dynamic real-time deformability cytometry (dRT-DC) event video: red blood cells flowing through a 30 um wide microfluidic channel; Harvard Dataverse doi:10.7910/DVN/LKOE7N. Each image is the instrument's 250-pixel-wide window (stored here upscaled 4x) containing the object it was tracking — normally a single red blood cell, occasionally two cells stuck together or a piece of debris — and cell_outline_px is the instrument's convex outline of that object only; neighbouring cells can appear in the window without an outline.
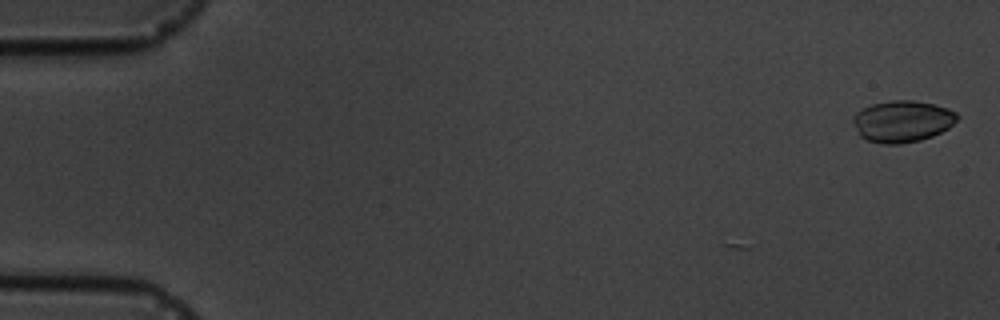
{"species": "common noctule bat (a hibernating species)", "species_latin": "Nyctalus noctula", "temperature_condition": "cold", "stored_images_in_passage": 6, "camera_frame_rate_fps": 3000, "um_per_image_px": 0.085, "animal": {"sex": "male", "body_mass_g": 19.5, "forearm_length_mm": 54.6}, "frame": {"image": 1, "passage_image": 1, "time_ms": 0.0, "image_size_px": [1000, 320], "cell_outline_px": [[960, 116], [948, 128], [932, 136], [920, 140], [900, 144], [884, 144], [868, 140], [860, 136], [852, 120], [852, 116], [856, 112], [872, 104], [888, 100], [912, 100], [932, 104], [948, 108], [956, 112]], "centroid_in_image_um": [76.69, 10.3], "position_along_channel_um": 8.3, "area_um2": 25.2}}
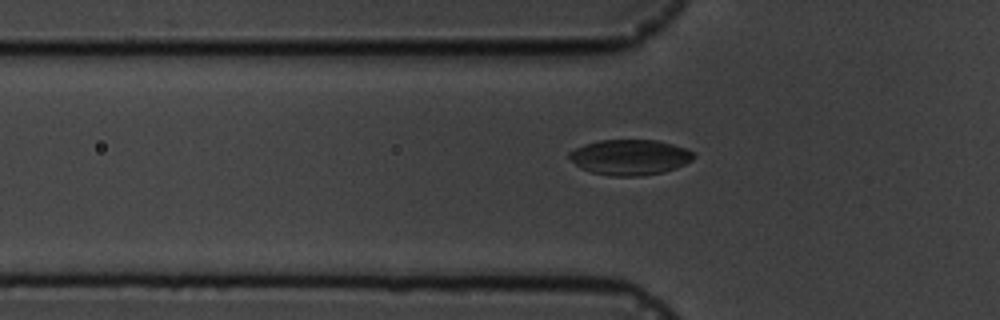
{"frame": {"image": 2, "passage_image": 6, "time_ms": 5.667, "image_size_px": [1000, 320], "cell_outline_px": [[696, 156], [692, 160], [676, 168], [664, 172], [636, 176], [608, 176], [592, 172], [580, 168], [568, 156], [568, 152], [584, 144], [600, 140], [656, 140], [672, 144], [696, 152]], "centroid_in_image_um": [53.55, 13.36], "position_along_channel_um": 72.2, "area_um2": 25.72}}